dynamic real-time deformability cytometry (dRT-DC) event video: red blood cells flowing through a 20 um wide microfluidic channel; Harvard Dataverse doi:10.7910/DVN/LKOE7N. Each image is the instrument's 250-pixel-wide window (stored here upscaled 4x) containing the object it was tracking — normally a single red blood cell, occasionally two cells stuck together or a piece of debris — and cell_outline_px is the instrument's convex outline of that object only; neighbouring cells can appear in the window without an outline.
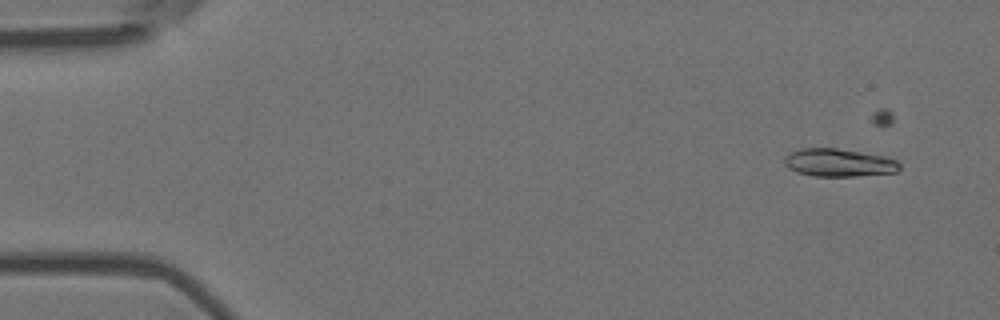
{"species": "Egyptian fruit bat (a non-hibernating species)", "species_latin": "Rousettus aegyptiacus", "temperature_condition": "room temperature", "stored_images_in_passage": 6, "camera_frame_rate_fps": 3000, "um_per_image_px": 0.085, "animal": {"sex": "female"}, "frame": {"image": 1, "passage_image": 2, "time_ms": 0.333, "image_size_px": [1000, 320], "cell_outline_px": [[900, 168], [896, 172], [856, 176], [812, 176], [796, 172], [788, 168], [784, 164], [784, 160], [792, 152], [800, 148], [836, 148], [884, 156], [896, 160], [900, 164]], "centroid_in_image_um": [71.3, 13.83], "position_along_channel_um": 13.7, "area_um2": 18.61}}
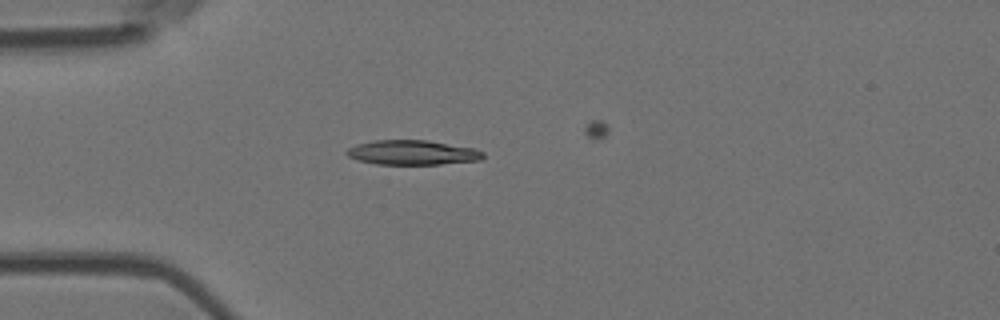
{"frame": {"image": 2, "passage_image": 5, "time_ms": 1.333, "image_size_px": [1000, 320], "cell_outline_px": [[484, 156], [480, 160], [440, 164], [376, 164], [356, 160], [348, 156], [344, 152], [348, 148], [356, 144], [376, 140], [428, 140], [476, 148], [484, 152]], "centroid_in_image_um": [35.05, 12.96], "position_along_channel_um": 49.9, "area_um2": 19.71}}